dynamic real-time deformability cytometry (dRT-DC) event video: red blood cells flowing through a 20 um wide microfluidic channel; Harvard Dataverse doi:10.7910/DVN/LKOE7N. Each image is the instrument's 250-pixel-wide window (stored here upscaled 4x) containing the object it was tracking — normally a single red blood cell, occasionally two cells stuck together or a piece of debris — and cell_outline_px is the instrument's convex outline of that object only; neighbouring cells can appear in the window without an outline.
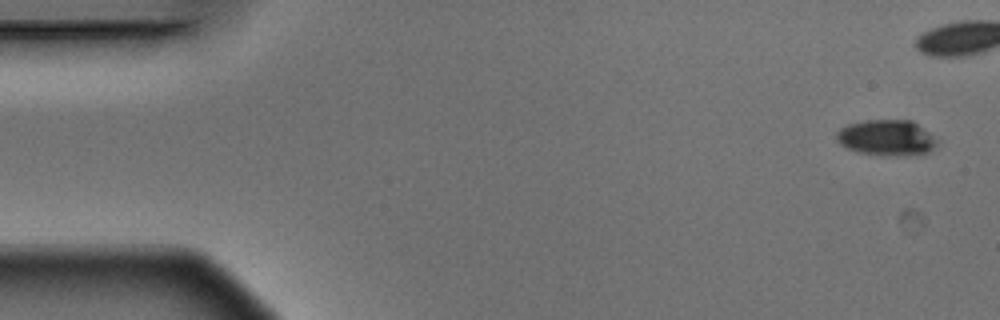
{"species": "Egyptian fruit bat (a non-hibernating species)", "species_latin": "Rousettus aegyptiacus", "temperature_condition": "warm", "stored_images_in_passage": 5, "camera_frame_rate_fps": 3000, "um_per_image_px": 0.085, "animal": {"sex": "male"}, "frame": {"image": 1, "passage_image": 1, "time_ms": 0.0, "image_size_px": [1000, 320], "cell_outline_px": [[940, 140], [928, 152], [908, 156], [880, 156], [856, 152], [840, 144], [836, 140], [836, 132], [840, 128], [848, 124], [868, 120], [912, 120]], "centroid_in_image_um": [75.36, 11.72], "position_along_channel_um": 9.6, "area_um2": 21.27}}
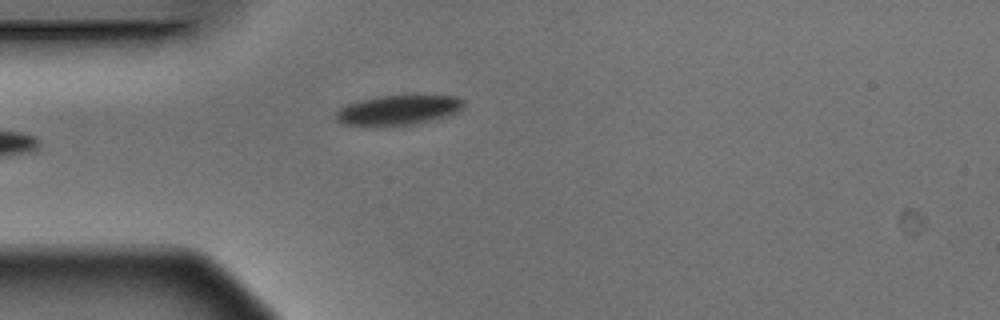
{"frame": {"image": 2, "passage_image": 5, "time_ms": 1.333, "image_size_px": [1000, 320], "cell_outline_px": [[464, 108], [460, 112], [448, 116], [416, 124], [344, 124], [336, 120], [336, 112], [344, 104], [360, 100], [380, 96], [456, 96], [464, 100]], "centroid_in_image_um": [33.92, 9.33], "position_along_channel_um": 51.1, "area_um2": 21.79}}